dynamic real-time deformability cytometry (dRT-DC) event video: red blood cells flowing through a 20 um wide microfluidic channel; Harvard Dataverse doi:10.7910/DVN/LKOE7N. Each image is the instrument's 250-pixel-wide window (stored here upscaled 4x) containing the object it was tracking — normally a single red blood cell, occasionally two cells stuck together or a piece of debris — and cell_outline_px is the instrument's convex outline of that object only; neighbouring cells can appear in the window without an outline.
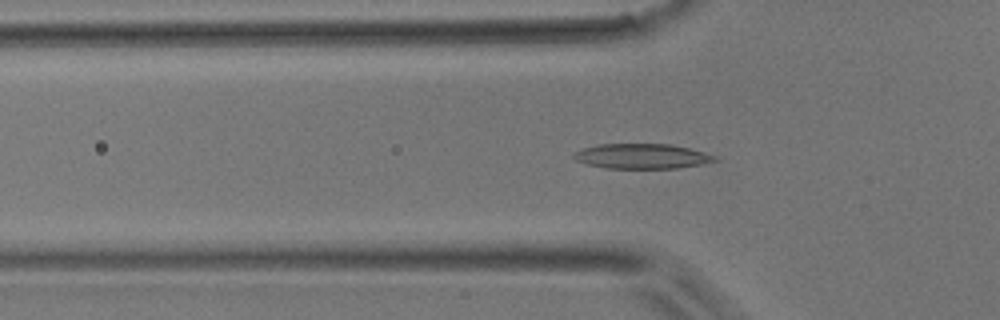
{"species": "common noctule bat (a hibernating species)", "species_latin": "Nyctalus noctula", "temperature_condition": "room temperature", "stored_images_in_passage": 39, "camera_frame_rate_fps": 3000, "um_per_image_px": 0.085, "animal": {"sex": "male", "body_mass_g": 17.9}, "frame": {"image": 1, "passage_image": 6, "time_ms": 1.667, "image_size_px": [1000, 320], "cell_outline_px": [[720, 160], [700, 164], [676, 168], [604, 168], [588, 164], [576, 160], [572, 156], [572, 152], [580, 148], [600, 144], [672, 144], [688, 148], [716, 156]], "centroid_in_image_um": [54.51, 13.27], "position_along_channel_um": 71.3, "area_um2": 20.52}}
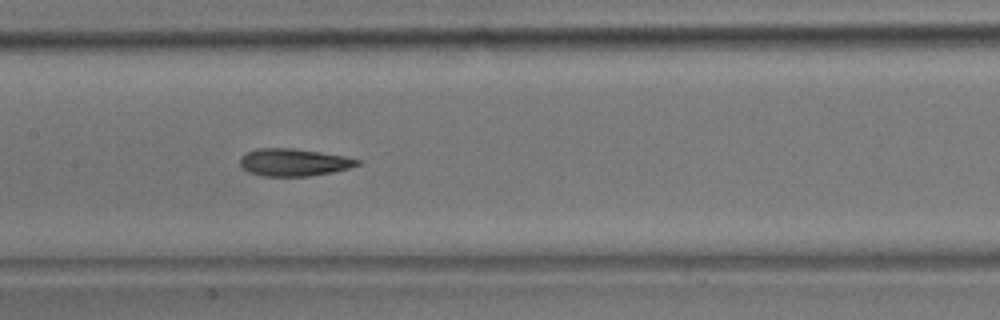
{"frame": {"image": 2, "passage_image": 14, "time_ms": 4.333, "image_size_px": [1000, 320], "cell_outline_px": [[360, 164], [348, 168], [332, 172], [308, 176], [260, 176], [248, 172], [240, 164], [240, 156], [256, 148], [292, 148], [320, 152], [344, 156], [360, 160]], "centroid_in_image_um": [24.94, 13.8], "position_along_channel_um": 182.5, "area_um2": 18.67}}
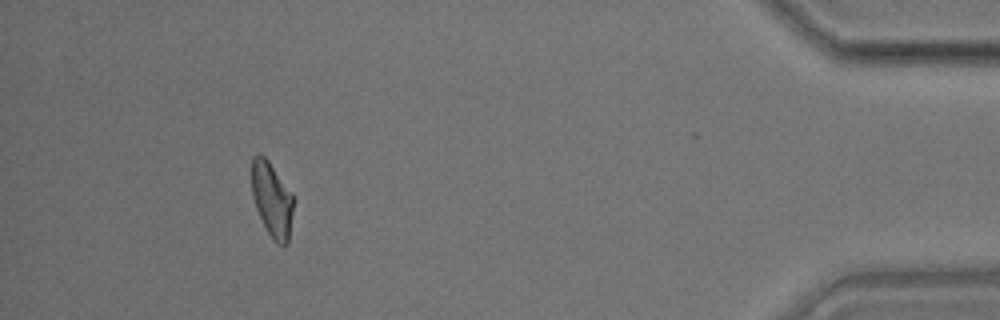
{"frame": {"image": 3, "passage_image": 35, "time_ms": 11.333, "image_size_px": [1000, 320], "cell_outline_px": [[292, 212], [288, 244], [276, 244], [268, 232], [256, 208], [252, 196], [252, 156], [260, 152], [268, 160], [292, 192]], "centroid_in_image_um": [23.1, 16.92], "position_along_channel_um": 412.1, "area_um2": 17.98}}